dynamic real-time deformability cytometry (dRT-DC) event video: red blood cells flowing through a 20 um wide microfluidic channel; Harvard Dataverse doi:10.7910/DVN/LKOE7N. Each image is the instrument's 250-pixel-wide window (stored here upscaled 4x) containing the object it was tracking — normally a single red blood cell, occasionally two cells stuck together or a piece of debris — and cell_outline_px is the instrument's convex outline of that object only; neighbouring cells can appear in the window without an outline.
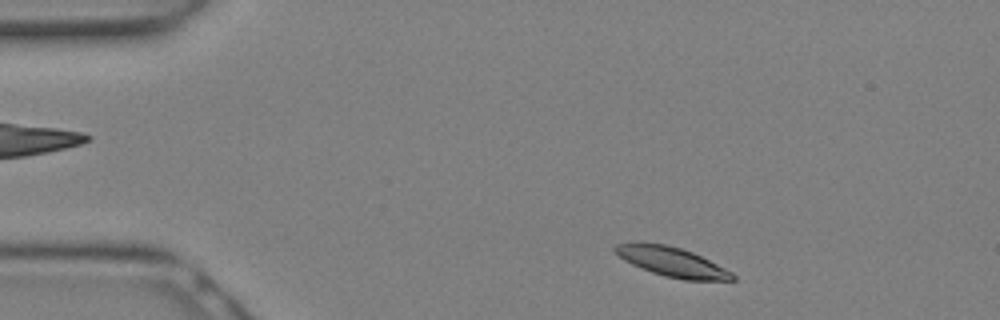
{"species": "Egyptian fruit bat (a non-hibernating species)", "species_latin": "Rousettus aegyptiacus", "temperature_condition": "warm", "stored_images_in_passage": 13, "camera_frame_rate_fps": 3000, "um_per_image_px": 0.085, "animal": {"sex": "female"}, "frame": {"image": 1, "passage_image": 2, "time_ms": 0.333, "image_size_px": [1000, 320], "cell_outline_px": [[736, 280], [684, 280], [664, 276], [640, 268], [624, 260], [612, 248], [616, 244], [664, 244], [680, 248], [692, 252], [732, 272], [736, 276]], "centroid_in_image_um": [57.15, 22.29], "position_along_channel_um": 27.8, "area_um2": 19.59}}
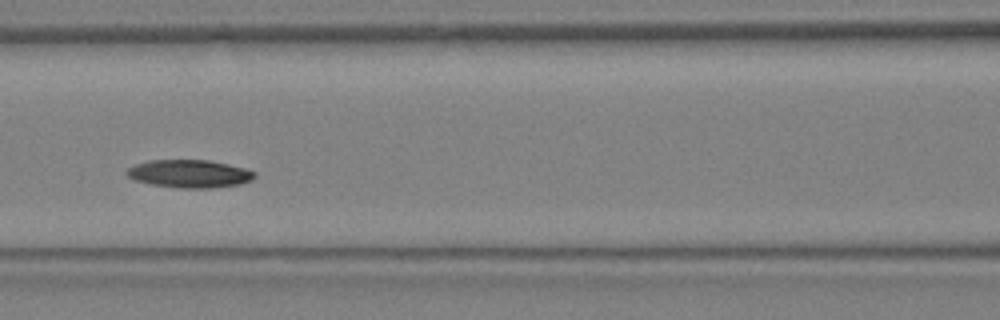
{"frame": {"image": 2, "passage_image": 10, "time_ms": 3.0, "image_size_px": [1000, 320], "cell_outline_px": [[256, 176], [252, 180], [240, 184], [212, 188], [176, 188], [152, 184], [136, 180], [128, 176], [124, 172], [128, 168], [136, 164], [148, 160], [208, 160], [228, 164], [244, 168], [256, 172]], "centroid_in_image_um": [16.12, 14.77], "position_along_channel_um": 150.5, "area_um2": 20.81}}
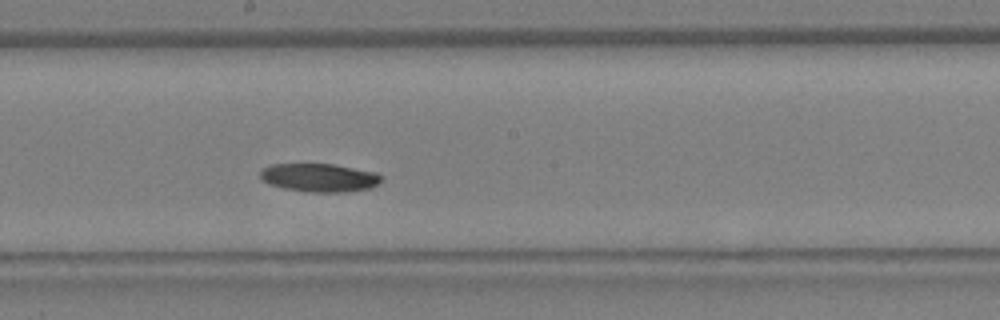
{"frame": {"image": 3, "passage_image": 13, "time_ms": 4.0, "image_size_px": [1000, 320], "cell_outline_px": [[380, 184], [372, 188], [348, 192], [308, 192], [284, 188], [268, 184], [260, 176], [260, 172], [264, 168], [272, 164], [332, 164], [376, 172], [380, 176]], "centroid_in_image_um": [27.17, 15.11], "position_along_channel_um": 221.0, "area_um2": 20.0}}